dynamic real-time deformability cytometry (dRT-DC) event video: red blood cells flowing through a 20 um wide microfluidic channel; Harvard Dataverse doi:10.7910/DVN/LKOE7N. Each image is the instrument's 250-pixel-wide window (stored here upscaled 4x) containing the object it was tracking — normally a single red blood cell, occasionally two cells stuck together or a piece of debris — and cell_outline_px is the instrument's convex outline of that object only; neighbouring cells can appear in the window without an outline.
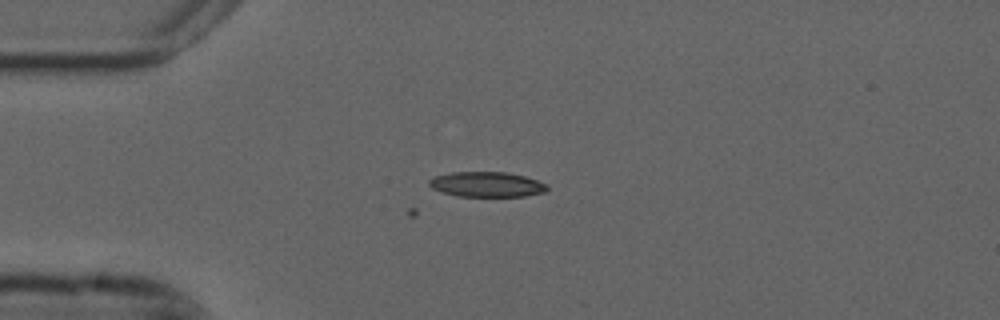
{"species": "common noctule bat (a hibernating species)", "species_latin": "Nyctalus noctula", "temperature_condition": "cold", "stored_images_in_passage": 6, "camera_frame_rate_fps": 3000, "um_per_image_px": 0.085, "animal": {"sex": "male", "forearm_length_mm": 52.5}, "frame": {"image": 1, "passage_image": 6, "time_ms": 1.667, "image_size_px": [1000, 320], "cell_outline_px": [[548, 188], [544, 192], [524, 196], [456, 196], [440, 192], [432, 188], [428, 184], [428, 180], [436, 176], [452, 172], [504, 172], [524, 176], [548, 184]], "centroid_in_image_um": [41.35, 15.67], "position_along_channel_um": 43.7, "area_um2": 17.22}}